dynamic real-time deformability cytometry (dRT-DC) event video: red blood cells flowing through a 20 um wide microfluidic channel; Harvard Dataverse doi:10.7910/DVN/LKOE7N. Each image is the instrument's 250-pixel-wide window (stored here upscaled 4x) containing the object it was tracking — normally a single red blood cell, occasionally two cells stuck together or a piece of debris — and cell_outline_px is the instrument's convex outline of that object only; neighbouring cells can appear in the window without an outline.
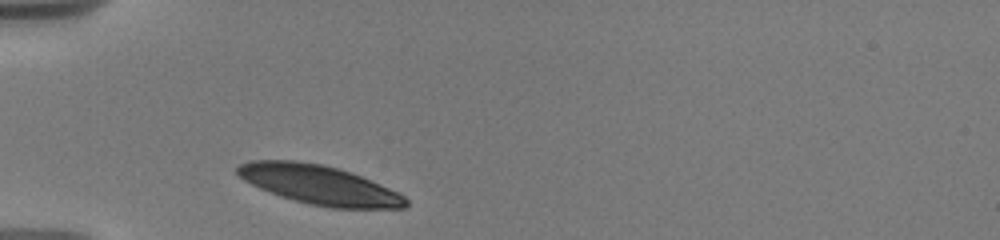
{"species": "human", "species_latin": "Homo sapiens", "temperature_condition": "warm", "stored_images_in_passage": 8, "camera_frame_rate_fps": 3000, "um_per_image_px": 0.085, "donor": {"sex": "male"}, "frame": {"image": 1, "passage_image": 1, "time_ms": 0.0, "image_size_px": [1000, 240], "cell_outline_px": [[408, 204], [404, 208], [332, 208], [308, 204], [280, 196], [260, 188], [244, 180], [236, 172], [236, 168], [240, 164], [252, 160], [296, 160], [320, 164], [352, 172], [380, 184], [404, 196], [408, 200]], "centroid_in_image_um": [27.13, 15.71], "position_along_channel_um": 57.9, "area_um2": 38.21}}
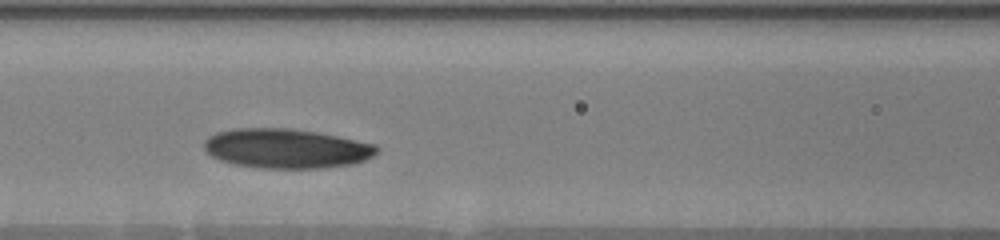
{"frame": {"image": 2, "passage_image": 6, "time_ms": 2.667, "image_size_px": [1000, 240], "cell_outline_px": [[380, 148], [372, 156], [364, 160], [352, 164], [324, 168], [260, 168], [232, 164], [220, 160], [212, 156], [204, 148], [204, 140], [208, 136], [216, 132], [232, 128], [288, 128], [316, 132], [376, 144]], "centroid_in_image_um": [24.3, 12.62], "position_along_channel_um": 142.3, "area_um2": 39.88}}
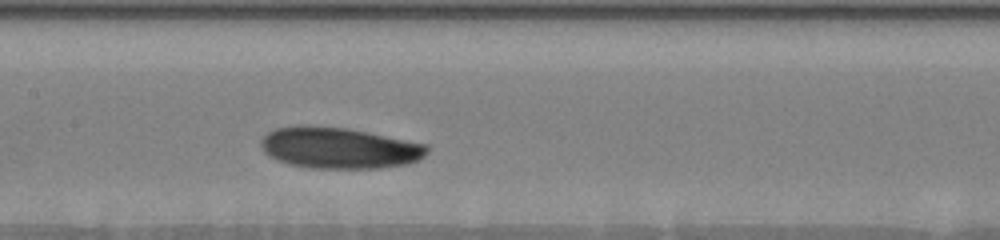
{"frame": {"image": 3, "passage_image": 8, "time_ms": 3.667, "image_size_px": [1000, 240], "cell_outline_px": [[428, 152], [420, 160], [408, 164], [380, 168], [312, 168], [292, 164], [268, 156], [264, 152], [260, 144], [260, 140], [268, 132], [276, 128], [300, 124], [308, 124], [348, 128], [428, 144]], "centroid_in_image_um": [28.84, 12.56], "position_along_channel_um": 178.6, "area_um2": 40.23}}